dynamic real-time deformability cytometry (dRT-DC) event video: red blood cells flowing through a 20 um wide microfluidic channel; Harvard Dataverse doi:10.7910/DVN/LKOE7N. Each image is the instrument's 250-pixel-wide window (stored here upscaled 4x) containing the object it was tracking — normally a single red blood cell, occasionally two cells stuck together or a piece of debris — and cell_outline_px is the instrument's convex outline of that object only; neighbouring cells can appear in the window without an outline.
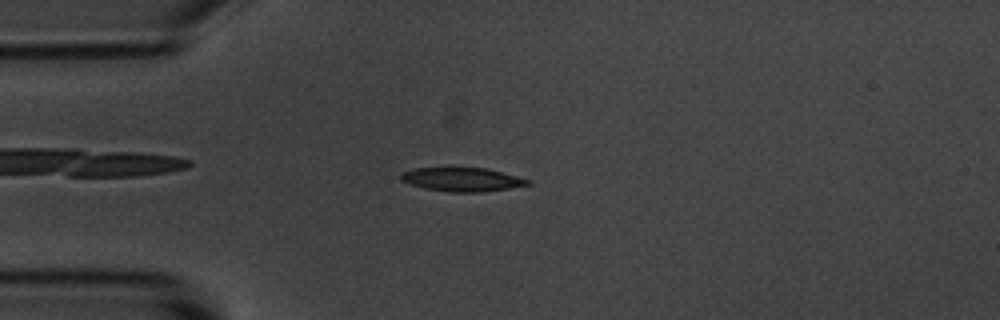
{"species": "common noctule bat (a hibernating species)", "species_latin": "Nyctalus noctula", "temperature_condition": "room temperature", "stored_images_in_passage": 6, "camera_frame_rate_fps": 3000, "um_per_image_px": 0.085, "animal": {"sex": "male", "body_mass_g": 20.1, "forearm_length_mm": 53.5}, "frame": {"image": 1, "passage_image": 6, "time_ms": 5.667, "image_size_px": [1000, 320], "cell_outline_px": [[532, 184], [508, 188], [480, 192], [452, 192], [424, 188], [400, 180], [400, 172], [416, 168], [484, 168], [532, 180]], "centroid_in_image_um": [39.27, 15.25], "position_along_channel_um": 45.7, "area_um2": 17.34}}